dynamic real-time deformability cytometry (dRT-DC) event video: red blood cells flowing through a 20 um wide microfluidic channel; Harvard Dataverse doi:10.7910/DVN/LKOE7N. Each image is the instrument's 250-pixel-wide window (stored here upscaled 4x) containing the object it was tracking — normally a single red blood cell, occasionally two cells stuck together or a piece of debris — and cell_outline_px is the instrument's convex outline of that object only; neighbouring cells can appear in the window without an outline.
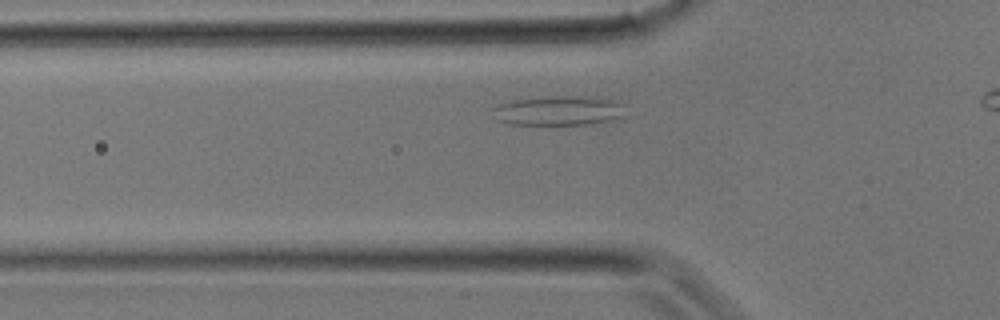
{"species": "common noctule bat (a hibernating species)", "species_latin": "Nyctalus noctula", "temperature_condition": "room temperature", "stored_images_in_passage": 4, "camera_frame_rate_fps": 3000, "um_per_image_px": 0.085, "animal": {"sex": "male", "body_mass_g": 17.9}, "frame": {"image": 1, "passage_image": 2, "time_ms": 0.333, "image_size_px": [1000, 320], "cell_outline_px": [[628, 104], [624, 116], [612, 120], [588, 124], [508, 124], [496, 120], [492, 108], [500, 104], [516, 100], [552, 96], [600, 96], [620, 100]], "centroid_in_image_um": [47.64, 9.38], "position_along_channel_um": 78.2, "area_um2": 23.35}}